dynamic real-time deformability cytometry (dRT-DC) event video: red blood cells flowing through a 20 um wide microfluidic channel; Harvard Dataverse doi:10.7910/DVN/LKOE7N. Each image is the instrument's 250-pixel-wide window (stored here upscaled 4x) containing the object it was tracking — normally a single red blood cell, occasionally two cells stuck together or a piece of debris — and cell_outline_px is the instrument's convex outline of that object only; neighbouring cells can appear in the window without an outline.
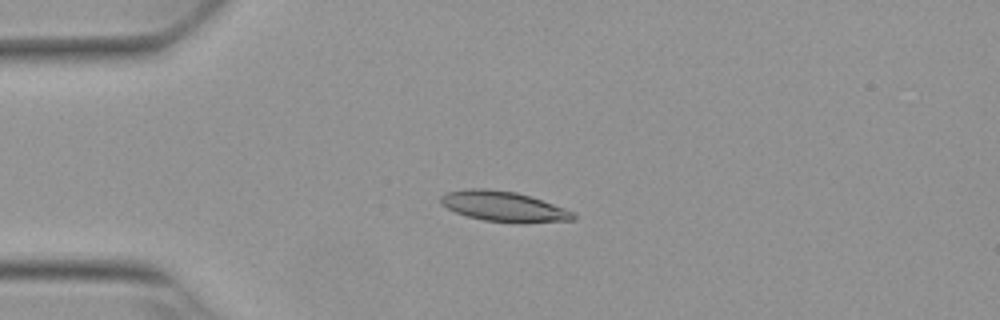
{"species": "Egyptian fruit bat (a non-hibernating species)", "species_latin": "Rousettus aegyptiacus", "temperature_condition": "warm", "stored_images_in_passage": 33, "camera_frame_rate_fps": 3000, "um_per_image_px": 0.085, "animal": {"sex": "female"}, "frame": {"image": 1, "passage_image": 5, "time_ms": 1.333, "image_size_px": [1000, 320], "cell_outline_px": [[576, 220], [484, 220], [468, 216], [456, 212], [440, 204], [440, 196], [444, 192], [472, 188], [484, 188], [516, 192], [564, 208], [572, 212], [576, 216]], "centroid_in_image_um": [42.68, 17.49], "position_along_channel_um": 42.3, "area_um2": 22.08}}
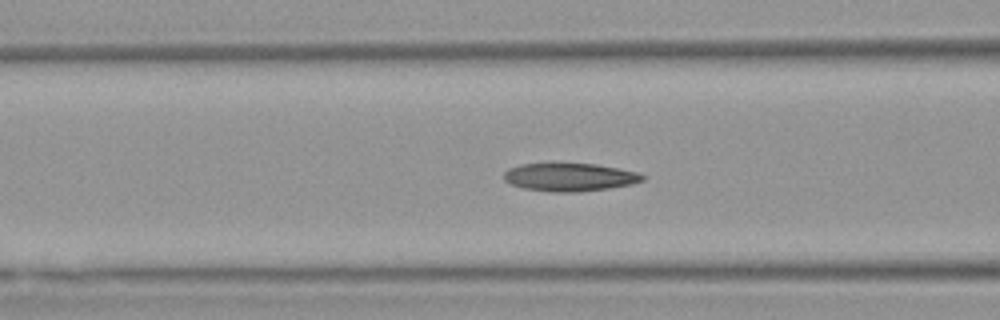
{"frame": {"image": 2, "passage_image": 13, "time_ms": 4.0, "image_size_px": [1000, 320], "cell_outline_px": [[644, 180], [632, 184], [608, 188], [580, 192], [552, 192], [524, 188], [512, 184], [504, 180], [504, 172], [508, 168], [520, 164], [596, 164], [620, 168], [636, 172], [644, 176]], "centroid_in_image_um": [48.42, 15.06], "position_along_channel_um": 118.2, "area_um2": 22.54}}
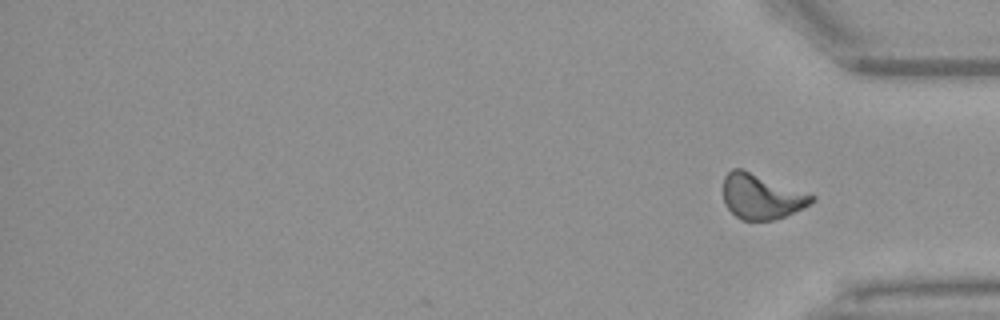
{"frame": {"image": 3, "passage_image": 33, "time_ms": 10.667, "image_size_px": [1000, 320], "cell_outline_px": [[816, 200], [812, 204], [804, 208], [784, 216], [772, 220], [740, 220], [724, 204], [724, 176], [732, 168], [744, 168], [816, 196]], "centroid_in_image_um": [64.73, 16.69], "position_along_channel_um": 370.5, "area_um2": 23.47}, "authors_computed_cell_mechanics": {"area_um2": 22.3686, "velocity_mm_per_s": 3.8134, "shape_relaxation_time_tau1_ms": 8.6233, "shape_relaxation_time_tau2_ms": 2.2773, "deformation_change_tau1": 0.2093, "deformation_change_tau2": 0.0812}}